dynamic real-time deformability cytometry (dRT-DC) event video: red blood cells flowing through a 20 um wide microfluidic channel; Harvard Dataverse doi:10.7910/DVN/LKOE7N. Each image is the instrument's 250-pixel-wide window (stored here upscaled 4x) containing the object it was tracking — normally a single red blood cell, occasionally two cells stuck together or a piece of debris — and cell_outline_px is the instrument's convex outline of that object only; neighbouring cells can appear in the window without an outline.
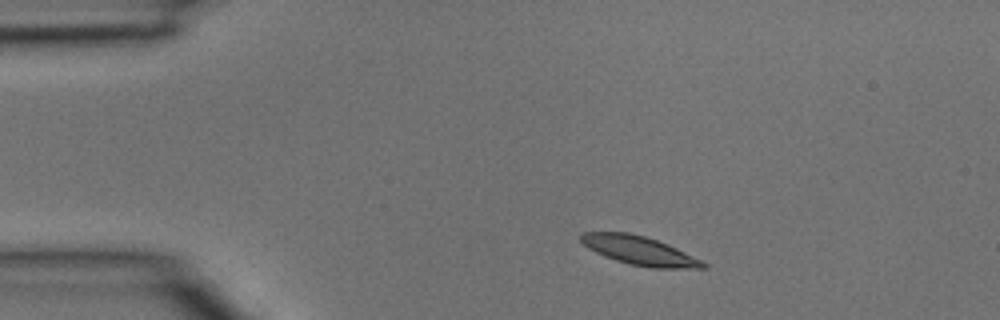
{"species": "common noctule bat (a hibernating species)", "species_latin": "Nyctalus noctula", "temperature_condition": "room temperature", "stored_images_in_passage": 28, "camera_frame_rate_fps": 3000, "um_per_image_px": 0.085, "animal": {"sex": "male", "body_mass_g": 15.6}, "frame": {"image": 1, "passage_image": 1, "time_ms": 0.0, "image_size_px": [1000, 320], "cell_outline_px": [[708, 268], [652, 268], [632, 264], [616, 260], [604, 256], [588, 248], [580, 240], [580, 232], [628, 232], [644, 236], [668, 244], [704, 260], [708, 264]], "centroid_in_image_um": [54.39, 21.3], "position_along_channel_um": 30.6, "area_um2": 20.52}}
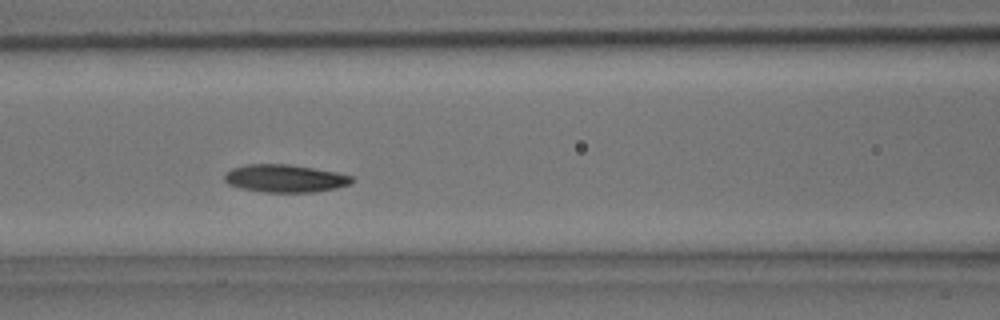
{"frame": {"image": 2, "passage_image": 11, "time_ms": 3.333, "image_size_px": [1000, 320], "cell_outline_px": [[356, 180], [348, 184], [336, 188], [316, 192], [260, 192], [240, 188], [228, 184], [224, 180], [224, 172], [232, 168], [244, 164], [288, 164], [336, 172], [352, 176]], "centroid_in_image_um": [24.18, 15.16], "position_along_channel_um": 142.4, "area_um2": 20.75}}
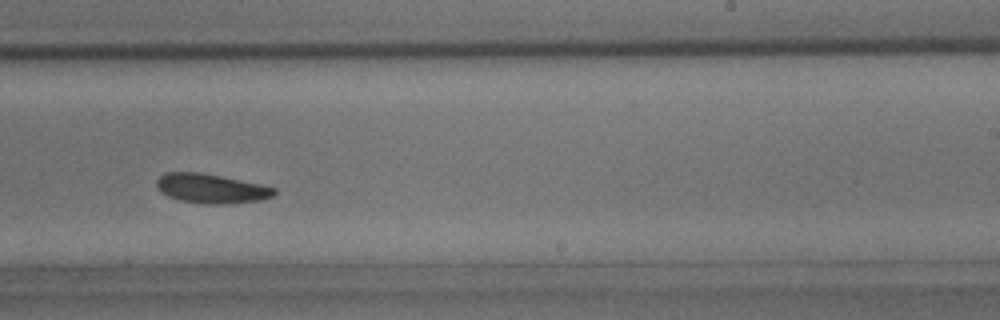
{"frame": {"image": 3, "passage_image": 19, "time_ms": 6.0, "image_size_px": [1000, 320], "cell_outline_px": [[276, 192], [272, 196], [260, 200], [228, 204], [208, 204], [180, 200], [168, 196], [160, 192], [156, 184], [156, 180], [164, 172], [200, 172], [260, 184], [276, 188]], "centroid_in_image_um": [17.93, 16.02], "position_along_channel_um": 271.1, "area_um2": 20.06}}